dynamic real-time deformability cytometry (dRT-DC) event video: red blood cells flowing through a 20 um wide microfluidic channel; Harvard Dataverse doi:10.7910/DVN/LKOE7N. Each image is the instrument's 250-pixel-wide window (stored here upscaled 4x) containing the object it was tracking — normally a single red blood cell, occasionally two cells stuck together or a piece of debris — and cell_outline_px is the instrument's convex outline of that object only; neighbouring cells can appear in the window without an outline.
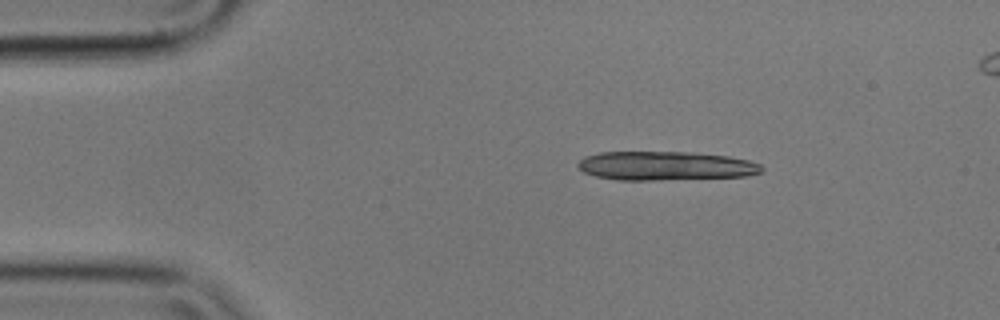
{"species": "common noctule bat (a hibernating species)", "species_latin": "Nyctalus noctula", "temperature_condition": "cold", "stored_images_in_passage": 4, "camera_frame_rate_fps": 3000, "um_per_image_px": 0.085, "animal": {"sex": "male", "body_mass_g": 17.9}, "frame": {"image": 1, "passage_image": 1, "time_ms": 0.0, "image_size_px": [1000, 320], "cell_outline_px": [[764, 168], [760, 172], [748, 176], [660, 180], [616, 180], [596, 176], [584, 172], [576, 164], [584, 156], [600, 152], [692, 152], [728, 156], [748, 160], [760, 164]], "centroid_in_image_um": [56.56, 14.1], "position_along_channel_um": 28.4, "area_um2": 31.1}}